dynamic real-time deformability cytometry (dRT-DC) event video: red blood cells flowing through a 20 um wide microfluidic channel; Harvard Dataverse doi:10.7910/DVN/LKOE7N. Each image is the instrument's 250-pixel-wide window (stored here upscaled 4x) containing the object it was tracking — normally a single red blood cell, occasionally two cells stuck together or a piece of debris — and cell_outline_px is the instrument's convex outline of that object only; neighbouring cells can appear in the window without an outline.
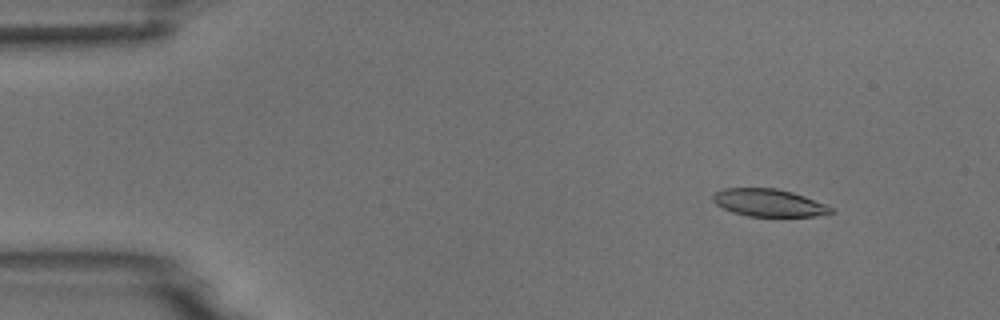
{"species": "common noctule bat (a hibernating species)", "species_latin": "Nyctalus noctula", "temperature_condition": "room temperature", "stored_images_in_passage": 5, "camera_frame_rate_fps": 3000, "um_per_image_px": 0.085, "animal": {"sex": "male", "body_mass_g": 18.8}, "frame": {"image": 1, "passage_image": 2, "time_ms": 1.333, "image_size_px": [1000, 320], "cell_outline_px": [[836, 212], [816, 216], [748, 216], [732, 212], [716, 204], [712, 200], [712, 196], [716, 192], [724, 188], [776, 188], [792, 192], [804, 196], [824, 204], [832, 208]], "centroid_in_image_um": [65.34, 17.23], "position_along_channel_um": 19.7, "area_um2": 18.79}}
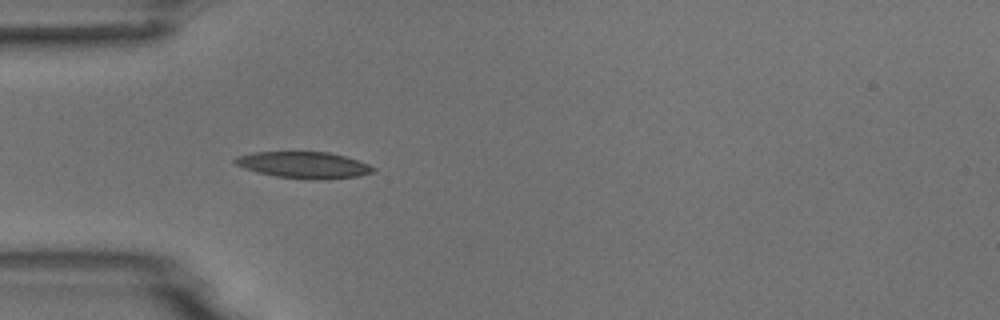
{"frame": {"image": 2, "passage_image": 5, "time_ms": 4.667, "image_size_px": [1000, 320], "cell_outline_px": [[376, 168], [372, 172], [360, 176], [324, 180], [312, 180], [276, 176], [256, 172], [244, 168], [236, 164], [232, 160], [236, 156], [256, 152], [328, 152], [344, 156], [368, 164]], "centroid_in_image_um": [25.82, 14.03], "position_along_channel_um": 59.2, "area_um2": 21.33}}